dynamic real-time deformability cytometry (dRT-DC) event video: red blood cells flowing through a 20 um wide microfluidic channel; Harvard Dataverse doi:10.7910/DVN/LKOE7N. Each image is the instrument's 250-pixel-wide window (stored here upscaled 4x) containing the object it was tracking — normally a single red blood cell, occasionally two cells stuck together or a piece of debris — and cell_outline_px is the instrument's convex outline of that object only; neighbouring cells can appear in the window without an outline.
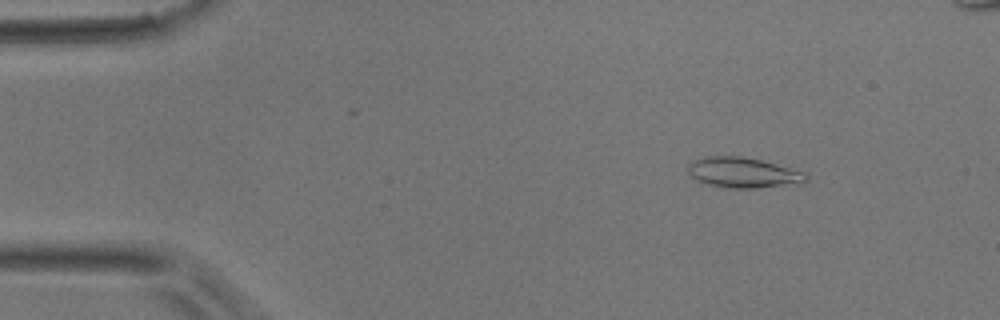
{"species": "common noctule bat (a hibernating species)", "species_latin": "Nyctalus noctula", "temperature_condition": "room temperature", "stored_images_in_passage": 46, "camera_frame_rate_fps": 3000, "um_per_image_px": 0.085, "animal": {"sex": "male", "body_mass_g": 17.9}, "frame": {"image": 1, "passage_image": 3, "time_ms": 0.667, "image_size_px": [1000, 320], "cell_outline_px": [[808, 180], [756, 188], [728, 188], [708, 184], [696, 180], [688, 172], [688, 164], [692, 160], [704, 156], [740, 156], [760, 160], [808, 172]], "centroid_in_image_um": [63.11, 14.65], "position_along_channel_um": 21.9, "area_um2": 20.63}}
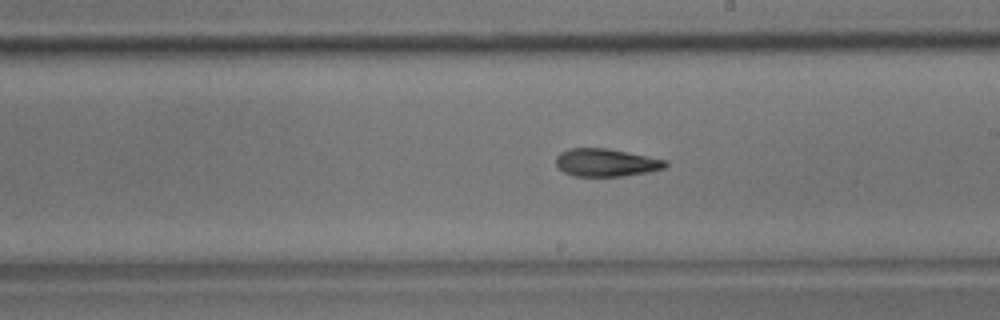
{"frame": {"image": 2, "passage_image": 24, "time_ms": 7.667, "image_size_px": [1000, 320], "cell_outline_px": [[668, 164], [664, 168], [648, 172], [624, 176], [576, 176], [564, 172], [556, 164], [556, 156], [560, 152], [568, 148], [608, 148], [668, 160]], "centroid_in_image_um": [51.53, 13.81], "position_along_channel_um": 237.5, "area_um2": 17.8}}
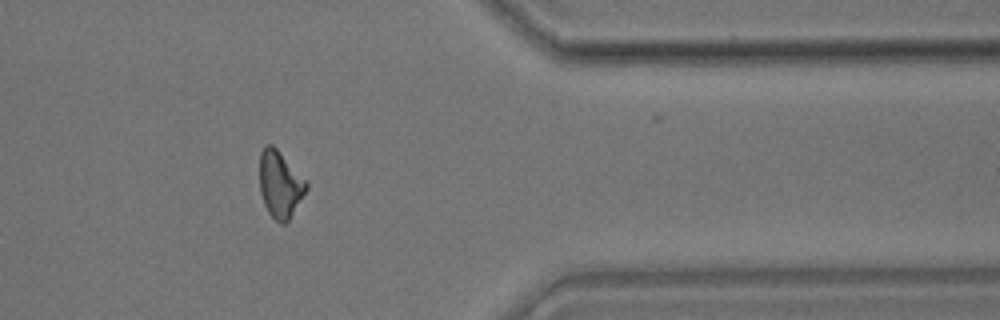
{"frame": {"image": 3, "passage_image": 36, "time_ms": 11.667, "image_size_px": [1000, 320], "cell_outline_px": [[308, 188], [288, 220], [284, 224], [280, 224], [268, 212], [264, 204], [260, 192], [260, 152], [268, 144], [272, 144], [276, 148], [308, 184]], "centroid_in_image_um": [23.78, 15.69], "position_along_channel_um": 387.6, "area_um2": 17.69}}